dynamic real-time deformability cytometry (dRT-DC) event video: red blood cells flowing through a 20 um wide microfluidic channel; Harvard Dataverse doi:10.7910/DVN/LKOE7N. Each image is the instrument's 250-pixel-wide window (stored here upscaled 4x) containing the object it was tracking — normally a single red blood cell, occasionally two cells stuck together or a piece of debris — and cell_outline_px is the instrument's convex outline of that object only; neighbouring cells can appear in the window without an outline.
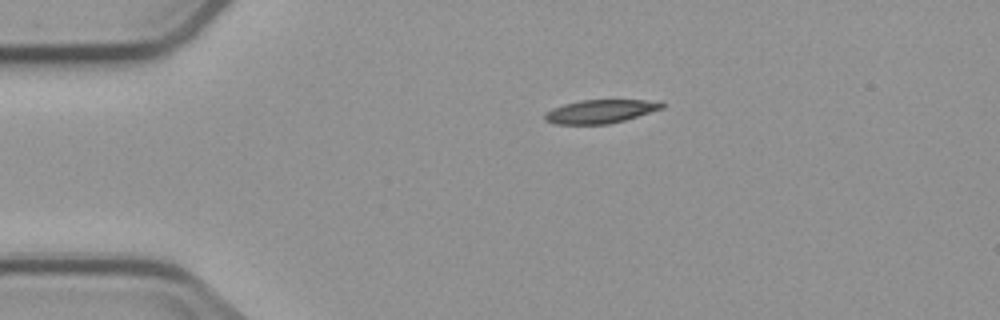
{"species": "common noctule bat (a hibernating species)", "species_latin": "Nyctalus noctula", "temperature_condition": "cold", "stored_images_in_passage": 3, "camera_frame_rate_fps": 3000, "um_per_image_px": 0.085, "animal": {"sex": "male", "body_mass_g": 23.1, "forearm_length_mm": 52.7}, "frame": {"image": 1, "passage_image": 1, "time_ms": 0.0, "image_size_px": [1000, 320], "cell_outline_px": [[664, 108], [624, 120], [608, 124], [552, 124], [544, 120], [544, 112], [552, 108], [564, 104], [580, 100], [644, 100], [664, 104]], "centroid_in_image_um": [50.94, 9.48], "position_along_channel_um": 34.1, "area_um2": 15.95}}
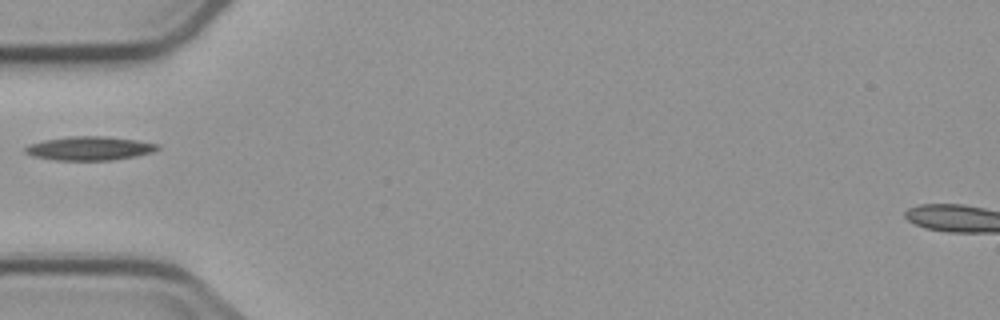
{"frame": {"image": 2, "passage_image": 3, "time_ms": 2.333, "image_size_px": [1000, 320], "cell_outline_px": [[160, 148], [152, 152], [136, 156], [112, 160], [56, 160], [32, 156], [24, 152], [24, 148], [28, 144], [44, 140], [68, 136], [104, 136], [136, 140], [160, 144]], "centroid_in_image_um": [7.6, 12.6], "position_along_channel_um": 77.4, "area_um2": 18.44}}